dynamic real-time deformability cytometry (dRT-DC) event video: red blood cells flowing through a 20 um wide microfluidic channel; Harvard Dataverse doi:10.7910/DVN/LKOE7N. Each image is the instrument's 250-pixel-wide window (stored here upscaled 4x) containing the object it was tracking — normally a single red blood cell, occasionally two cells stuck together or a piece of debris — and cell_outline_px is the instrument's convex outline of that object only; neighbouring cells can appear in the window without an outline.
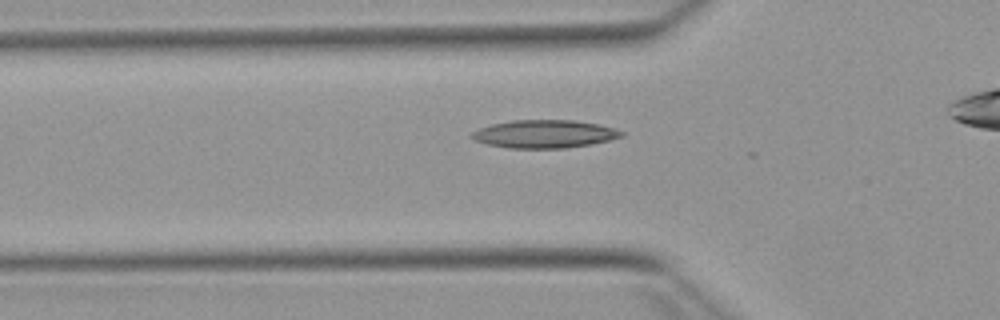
{"species": "Egyptian fruit bat (a non-hibernating species)", "species_latin": "Rousettus aegyptiacus", "temperature_condition": "warm", "stored_images_in_passage": 5, "camera_frame_rate_fps": 3000, "um_per_image_px": 0.085, "animal": {"sex": "female"}, "frame": {"image": 1, "passage_image": 4, "time_ms": 1.0, "image_size_px": [1000, 320], "cell_outline_px": [[624, 136], [592, 144], [564, 148], [508, 148], [488, 144], [476, 140], [468, 136], [472, 132], [480, 128], [492, 124], [512, 120], [572, 120], [600, 124], [624, 132]], "centroid_in_image_um": [46.27, 11.38], "position_along_channel_um": 79.5, "area_um2": 24.33}}